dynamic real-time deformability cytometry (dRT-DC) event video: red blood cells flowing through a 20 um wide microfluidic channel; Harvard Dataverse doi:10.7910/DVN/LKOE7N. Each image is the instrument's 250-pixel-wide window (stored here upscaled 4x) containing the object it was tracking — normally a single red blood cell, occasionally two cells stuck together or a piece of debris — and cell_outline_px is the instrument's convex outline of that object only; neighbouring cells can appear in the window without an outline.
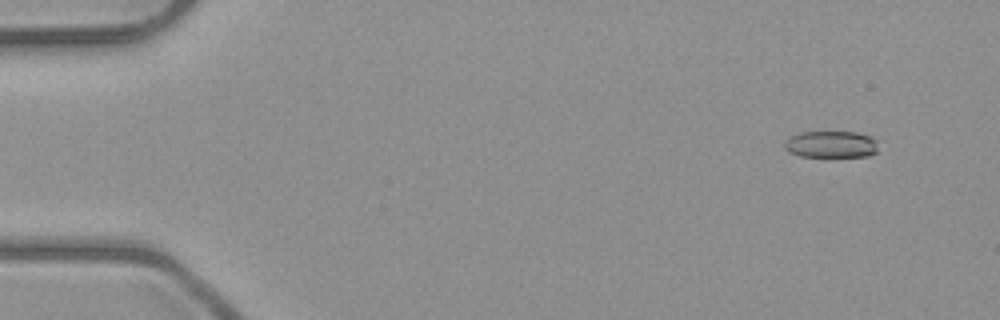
{"species": "common noctule bat (a hibernating species)", "species_latin": "Nyctalus noctula", "temperature_condition": "room temperature", "stored_images_in_passage": 7, "camera_frame_rate_fps": 3000, "um_per_image_px": 0.085, "animal": {"sex": "male", "body_mass_g": 23.1, "forearm_length_mm": 52.7}, "frame": {"image": 1, "passage_image": 2, "time_ms": 1.333, "image_size_px": [1000, 320], "cell_outline_px": [[876, 152], [868, 156], [800, 156], [788, 152], [784, 148], [784, 144], [792, 136], [800, 132], [856, 132], [868, 136], [876, 140]], "centroid_in_image_um": [70.62, 12.27], "position_along_channel_um": 14.4, "area_um2": 14.39}}
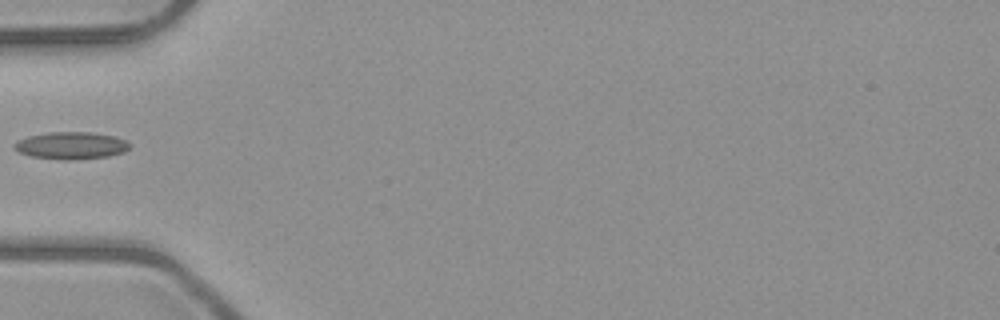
{"frame": {"image": 2, "passage_image": 6, "time_ms": 6.0, "image_size_px": [1000, 320], "cell_outline_px": [[128, 148], [124, 152], [108, 156], [76, 160], [64, 160], [32, 156], [20, 152], [12, 148], [12, 144], [28, 136], [48, 132], [92, 132], [116, 136], [124, 140], [128, 144]], "centroid_in_image_um": [6.03, 12.37], "position_along_channel_um": 79.0, "area_um2": 18.26}}
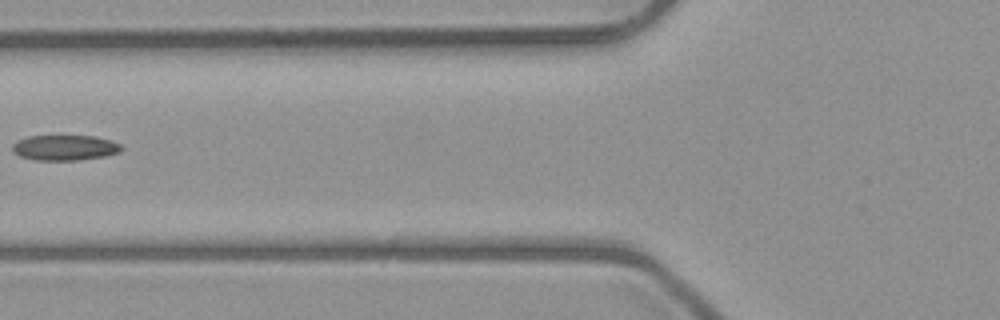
{"frame": {"image": 3, "passage_image": 7, "time_ms": 7.0, "image_size_px": [1000, 320], "cell_outline_px": [[124, 148], [120, 152], [104, 156], [80, 160], [32, 160], [20, 156], [12, 152], [12, 144], [16, 140], [28, 136], [96, 136], [112, 140], [120, 144]], "centroid_in_image_um": [5.5, 12.55], "position_along_channel_um": 120.3, "area_um2": 16.36}}